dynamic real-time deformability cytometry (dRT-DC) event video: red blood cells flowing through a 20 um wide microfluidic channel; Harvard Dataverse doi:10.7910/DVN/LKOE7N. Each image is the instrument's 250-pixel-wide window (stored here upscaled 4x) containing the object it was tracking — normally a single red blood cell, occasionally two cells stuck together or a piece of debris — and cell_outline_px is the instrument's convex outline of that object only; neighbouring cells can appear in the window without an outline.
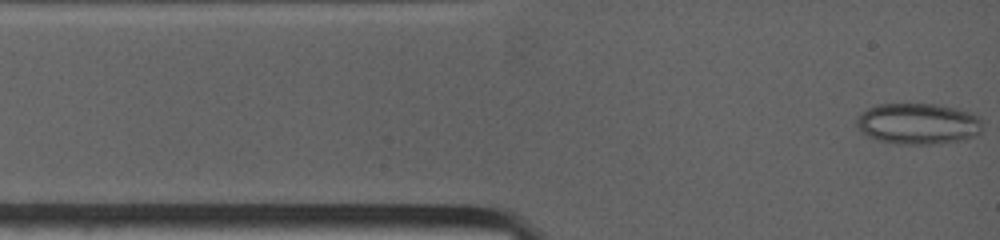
{"species": "common noctule bat (a hibernating species)", "species_latin": "Nyctalus noctula", "temperature_condition": "warm", "stored_images_in_passage": 42, "camera_frame_rate_fps": 4500, "um_per_image_px": 0.085, "animal": {"sex": "female", "body_mass_g": 19.0, "forearm_length_mm": 53.3}, "frame": {"image": 1, "passage_image": 1, "time_ms": 0.0, "image_size_px": [1000, 240], "cell_outline_px": [[980, 132], [964, 140], [932, 144], [896, 144], [876, 140], [860, 132], [856, 124], [856, 116], [860, 112], [876, 104], [936, 104], [956, 108], [968, 112], [976, 116], [980, 120]], "centroid_in_image_um": [77.95, 10.52], "position_along_channel_um": 7.0, "area_um2": 30.23}}
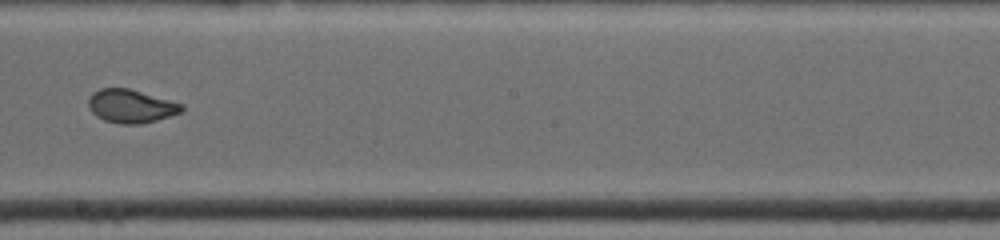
{"frame": {"image": 2, "passage_image": 20, "time_ms": 6.889, "image_size_px": [1000, 240], "cell_outline_px": [[184, 112], [156, 120], [140, 124], [120, 124], [104, 120], [96, 116], [88, 108], [88, 96], [92, 92], [100, 88], [128, 88], [184, 104]], "centroid_in_image_um": [11.12, 9.02], "position_along_channel_um": 237.1, "area_um2": 18.32}}
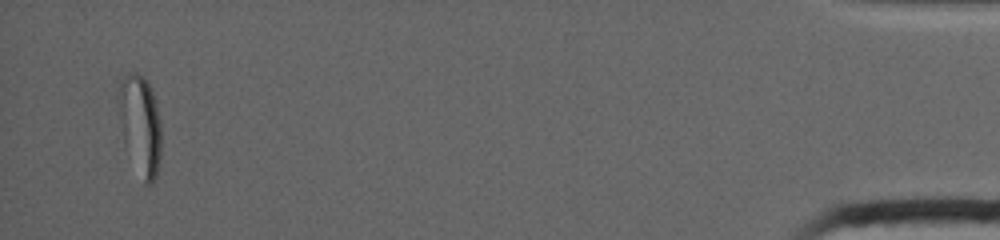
{"frame": {"image": 3, "passage_image": 42, "time_ms": 14.889, "image_size_px": [1000, 240], "cell_outline_px": [[160, 160], [156, 176], [148, 184], [144, 184], [124, 144], [116, 104], [116, 92], [120, 80], [128, 72], [136, 72], [144, 76], [148, 80], [152, 88], [156, 104], [160, 124]], "centroid_in_image_um": [11.87, 10.52], "position_along_channel_um": 423.3, "area_um2": 25.37}, "authors_computed_cell_mechanics": {"area_um2": 19.6231, "velocity_mm_per_s": 3.9515, "shape_relaxation_time_tau1_ms": null, "shape_relaxation_time_tau2_ms": 0.9797, "deformation_change_tau1": null, "deformation_change_tau2": 0.0518}}